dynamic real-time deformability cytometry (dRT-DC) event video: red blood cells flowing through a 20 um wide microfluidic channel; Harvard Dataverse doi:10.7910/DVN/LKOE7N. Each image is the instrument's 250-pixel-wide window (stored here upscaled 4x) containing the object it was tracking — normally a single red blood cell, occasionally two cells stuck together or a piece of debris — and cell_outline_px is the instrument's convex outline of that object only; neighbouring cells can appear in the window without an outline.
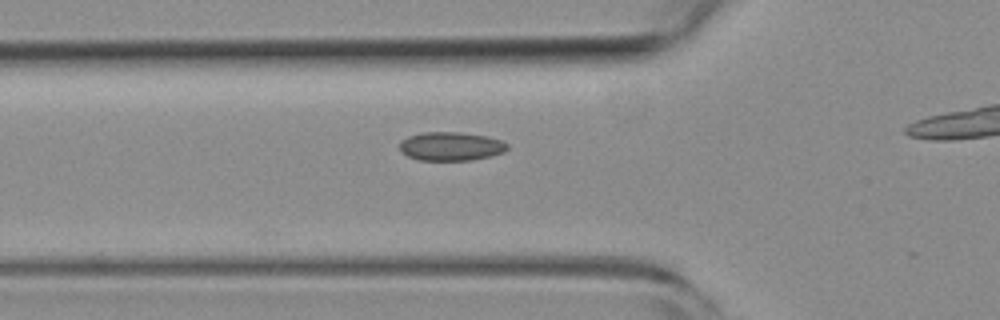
{"species": "common noctule bat (a hibernating species)", "species_latin": "Nyctalus noctula", "temperature_condition": "room temperature", "stored_images_in_passage": 10, "camera_frame_rate_fps": 3000, "um_per_image_px": 0.085, "animal": {"sex": "female", "body_mass_g": 19.3, "forearm_length_mm": 54.1}, "frame": {"image": 1, "passage_image": 2, "time_ms": 0.333, "image_size_px": [1000, 320], "cell_outline_px": [[508, 148], [504, 152], [492, 156], [472, 160], [420, 160], [408, 156], [400, 152], [400, 140], [408, 136], [420, 132], [460, 132], [488, 136], [500, 140], [508, 144]], "centroid_in_image_um": [38.32, 12.43], "position_along_channel_um": 87.5, "area_um2": 18.21}}
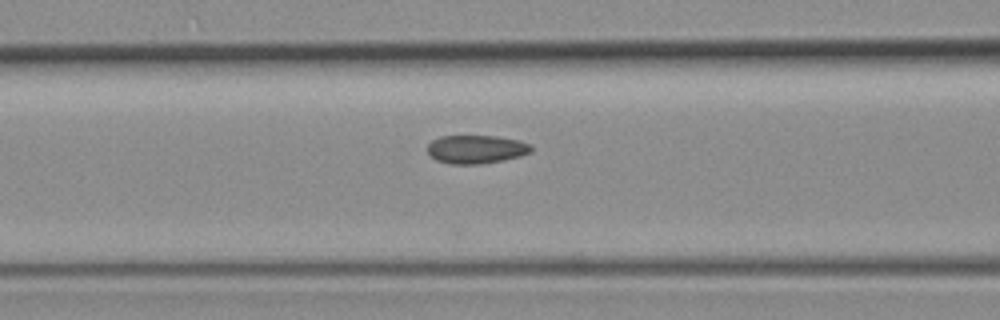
{"frame": {"image": 2, "passage_image": 5, "time_ms": 1.333, "image_size_px": [1000, 320], "cell_outline_px": [[532, 152], [520, 156], [504, 160], [480, 164], [452, 164], [436, 160], [428, 152], [428, 144], [432, 140], [440, 136], [496, 136], [520, 140], [532, 144]], "centroid_in_image_um": [40.51, 12.68], "position_along_channel_um": 126.1, "area_um2": 17.28}}
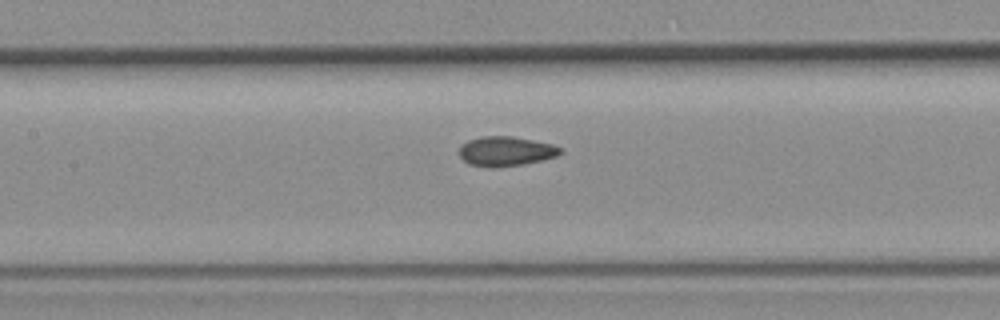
{"frame": {"image": 3, "passage_image": 8, "time_ms": 2.333, "image_size_px": [1000, 320], "cell_outline_px": [[564, 152], [556, 156], [524, 164], [492, 168], [468, 164], [460, 156], [460, 144], [468, 140], [480, 136], [512, 136], [552, 144], [564, 148]], "centroid_in_image_um": [42.99, 12.85], "position_along_channel_um": 164.4, "area_um2": 17.57}}